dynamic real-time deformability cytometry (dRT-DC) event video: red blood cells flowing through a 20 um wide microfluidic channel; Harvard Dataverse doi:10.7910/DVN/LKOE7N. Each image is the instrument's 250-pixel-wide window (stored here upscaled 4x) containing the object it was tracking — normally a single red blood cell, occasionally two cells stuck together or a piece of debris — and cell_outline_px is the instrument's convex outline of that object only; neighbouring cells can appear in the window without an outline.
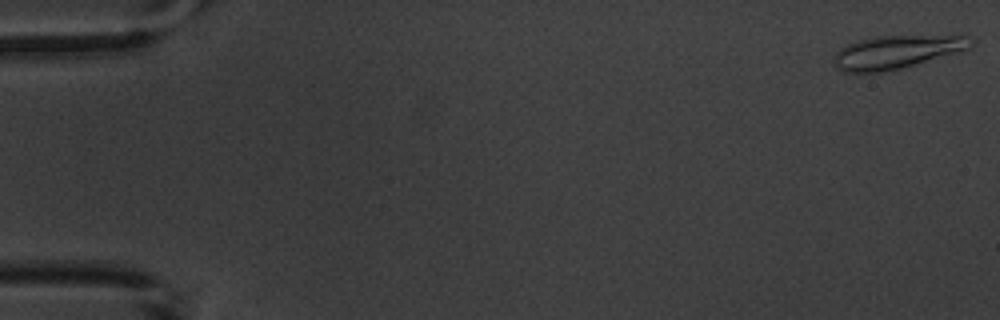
{"species": "common noctule bat (a hibernating species)", "species_latin": "Nyctalus noctula", "temperature_condition": "warm", "stored_images_in_passage": 5, "camera_frame_rate_fps": 3000, "um_per_image_px": 0.085, "animal": {"sex": "male", "body_mass_g": 20.1, "forearm_length_mm": 53.5}, "frame": {"image": 1, "passage_image": 1, "time_ms": 0.0, "image_size_px": [1000, 320], "cell_outline_px": [[976, 40], [968, 48], [960, 52], [900, 68], [880, 72], [844, 72], [832, 60], [832, 56], [840, 48], [848, 44], [860, 40], [876, 36], [968, 36]], "centroid_in_image_um": [76.21, 4.41], "position_along_channel_um": 8.8, "area_um2": 26.18}}